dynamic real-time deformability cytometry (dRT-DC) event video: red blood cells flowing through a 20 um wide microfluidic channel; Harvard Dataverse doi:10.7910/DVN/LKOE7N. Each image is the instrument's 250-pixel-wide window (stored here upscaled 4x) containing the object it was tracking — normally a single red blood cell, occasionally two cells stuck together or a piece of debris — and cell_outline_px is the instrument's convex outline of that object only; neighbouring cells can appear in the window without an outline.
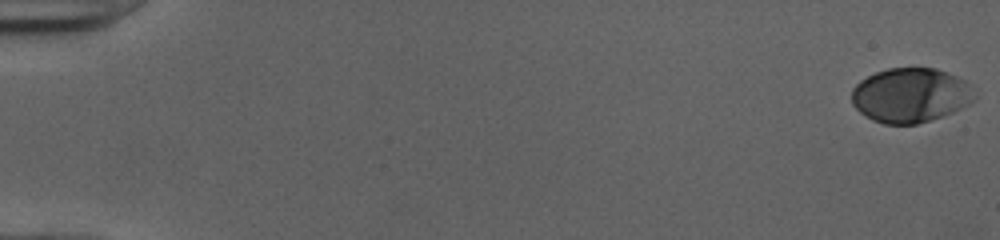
{"species": "human", "species_latin": "Homo sapiens", "temperature_condition": "cold", "stored_images_in_passage": 53, "camera_frame_rate_fps": 3000, "um_per_image_px": 0.085, "donor": {"sex": "female"}, "frame": {"image": 1, "passage_image": 1, "time_ms": 0.0, "image_size_px": [1000, 240], "cell_outline_px": [[976, 96], [968, 104], [952, 112], [916, 124], [884, 124], [872, 120], [860, 112], [852, 104], [852, 88], [860, 80], [876, 72], [888, 68], [936, 68], [956, 76], [964, 80]], "centroid_in_image_um": [77.35, 8.09], "position_along_channel_um": 7.7, "area_um2": 38.67}}
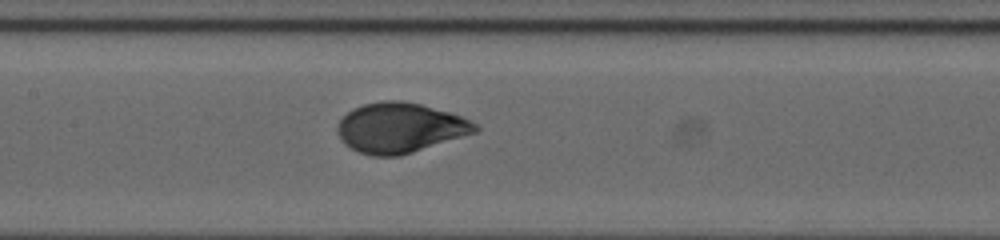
{"frame": {"image": 2, "passage_image": 27, "time_ms": 8.667, "image_size_px": [1000, 240], "cell_outline_px": [[480, 128], [476, 132], [400, 156], [372, 156], [360, 152], [344, 144], [340, 140], [336, 132], [336, 124], [352, 108], [364, 104], [384, 100], [400, 100], [420, 104], [448, 112], [460, 116], [476, 124]], "centroid_in_image_um": [33.95, 10.86], "position_along_channel_um": 173.5, "area_um2": 40.0}}
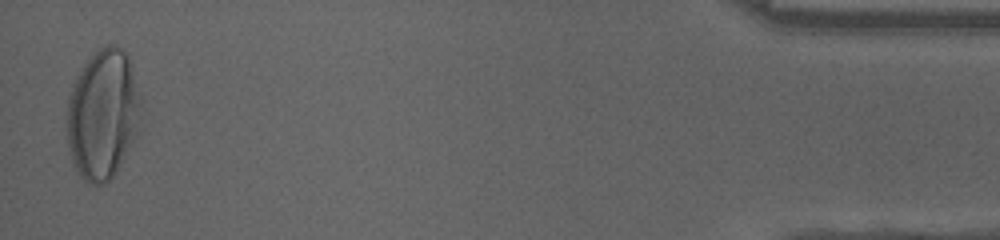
{"frame": {"image": 3, "passage_image": 52, "time_ms": 17.0, "image_size_px": [1000, 240], "cell_outline_px": [[140, 136], [116, 172], [108, 180], [100, 184], [88, 184], [80, 176], [72, 160], [68, 148], [64, 124], [68, 96], [72, 84], [76, 76], [92, 52], [104, 44], [116, 44], [128, 52], [140, 96]], "centroid_in_image_um": [8.74, 9.7], "position_along_channel_um": 426.5, "area_um2": 57.8}, "authors_computed_cell_mechanics": {"area_um2": 39.4196, "velocity_mm_per_s": 3.9757, "shape_relaxation_time_tau1_ms": 3.9531, "shape_relaxation_time_tau2_ms": null, "deformation_change_tau1": 0.197, "deformation_change_tau2": null}}